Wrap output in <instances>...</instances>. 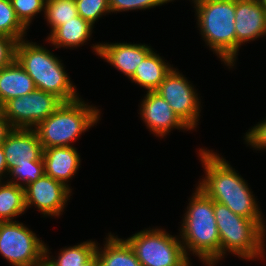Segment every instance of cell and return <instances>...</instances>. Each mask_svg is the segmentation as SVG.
Masks as SVG:
<instances>
[{
	"instance_id": "obj_1",
	"label": "cell",
	"mask_w": 266,
	"mask_h": 266,
	"mask_svg": "<svg viewBox=\"0 0 266 266\" xmlns=\"http://www.w3.org/2000/svg\"><path fill=\"white\" fill-rule=\"evenodd\" d=\"M205 177L198 186L213 201L226 205L237 215L264 222L255 195L247 182L222 156L200 148L198 152Z\"/></svg>"
},
{
	"instance_id": "obj_13",
	"label": "cell",
	"mask_w": 266,
	"mask_h": 266,
	"mask_svg": "<svg viewBox=\"0 0 266 266\" xmlns=\"http://www.w3.org/2000/svg\"><path fill=\"white\" fill-rule=\"evenodd\" d=\"M236 59L244 43L266 35V10L257 0H235Z\"/></svg>"
},
{
	"instance_id": "obj_19",
	"label": "cell",
	"mask_w": 266,
	"mask_h": 266,
	"mask_svg": "<svg viewBox=\"0 0 266 266\" xmlns=\"http://www.w3.org/2000/svg\"><path fill=\"white\" fill-rule=\"evenodd\" d=\"M165 61L152 50L137 66L134 75L130 78L132 83H137L147 91H155L173 68V65Z\"/></svg>"
},
{
	"instance_id": "obj_34",
	"label": "cell",
	"mask_w": 266,
	"mask_h": 266,
	"mask_svg": "<svg viewBox=\"0 0 266 266\" xmlns=\"http://www.w3.org/2000/svg\"><path fill=\"white\" fill-rule=\"evenodd\" d=\"M266 10V0H257Z\"/></svg>"
},
{
	"instance_id": "obj_20",
	"label": "cell",
	"mask_w": 266,
	"mask_h": 266,
	"mask_svg": "<svg viewBox=\"0 0 266 266\" xmlns=\"http://www.w3.org/2000/svg\"><path fill=\"white\" fill-rule=\"evenodd\" d=\"M104 247H96L100 266H142L129 243L114 234L108 233Z\"/></svg>"
},
{
	"instance_id": "obj_29",
	"label": "cell",
	"mask_w": 266,
	"mask_h": 266,
	"mask_svg": "<svg viewBox=\"0 0 266 266\" xmlns=\"http://www.w3.org/2000/svg\"><path fill=\"white\" fill-rule=\"evenodd\" d=\"M244 140L247 146H251L255 150H266V120L258 122L254 127L246 132Z\"/></svg>"
},
{
	"instance_id": "obj_12",
	"label": "cell",
	"mask_w": 266,
	"mask_h": 266,
	"mask_svg": "<svg viewBox=\"0 0 266 266\" xmlns=\"http://www.w3.org/2000/svg\"><path fill=\"white\" fill-rule=\"evenodd\" d=\"M140 107L141 119L146 127L158 137H164L173 129L190 130L173 112L168 102L155 91H146Z\"/></svg>"
},
{
	"instance_id": "obj_11",
	"label": "cell",
	"mask_w": 266,
	"mask_h": 266,
	"mask_svg": "<svg viewBox=\"0 0 266 266\" xmlns=\"http://www.w3.org/2000/svg\"><path fill=\"white\" fill-rule=\"evenodd\" d=\"M26 209L35 206L45 217L62 215L72 189L44 174L25 188Z\"/></svg>"
},
{
	"instance_id": "obj_7",
	"label": "cell",
	"mask_w": 266,
	"mask_h": 266,
	"mask_svg": "<svg viewBox=\"0 0 266 266\" xmlns=\"http://www.w3.org/2000/svg\"><path fill=\"white\" fill-rule=\"evenodd\" d=\"M177 237L164 228H148L125 240L142 266H186L190 263V257L186 255L183 244Z\"/></svg>"
},
{
	"instance_id": "obj_28",
	"label": "cell",
	"mask_w": 266,
	"mask_h": 266,
	"mask_svg": "<svg viewBox=\"0 0 266 266\" xmlns=\"http://www.w3.org/2000/svg\"><path fill=\"white\" fill-rule=\"evenodd\" d=\"M171 0H109L110 11L119 13L124 11H136L162 6Z\"/></svg>"
},
{
	"instance_id": "obj_22",
	"label": "cell",
	"mask_w": 266,
	"mask_h": 266,
	"mask_svg": "<svg viewBox=\"0 0 266 266\" xmlns=\"http://www.w3.org/2000/svg\"><path fill=\"white\" fill-rule=\"evenodd\" d=\"M26 210L24 187L0 182V221H13Z\"/></svg>"
},
{
	"instance_id": "obj_14",
	"label": "cell",
	"mask_w": 266,
	"mask_h": 266,
	"mask_svg": "<svg viewBox=\"0 0 266 266\" xmlns=\"http://www.w3.org/2000/svg\"><path fill=\"white\" fill-rule=\"evenodd\" d=\"M93 52L129 79L137 66L153 50L151 46L131 43H100L92 45Z\"/></svg>"
},
{
	"instance_id": "obj_24",
	"label": "cell",
	"mask_w": 266,
	"mask_h": 266,
	"mask_svg": "<svg viewBox=\"0 0 266 266\" xmlns=\"http://www.w3.org/2000/svg\"><path fill=\"white\" fill-rule=\"evenodd\" d=\"M45 174L43 158L40 160H30L29 162L17 163L9 168L8 175L11 177L7 182L26 187L35 182Z\"/></svg>"
},
{
	"instance_id": "obj_31",
	"label": "cell",
	"mask_w": 266,
	"mask_h": 266,
	"mask_svg": "<svg viewBox=\"0 0 266 266\" xmlns=\"http://www.w3.org/2000/svg\"><path fill=\"white\" fill-rule=\"evenodd\" d=\"M13 130L9 121L4 117L0 110V145L5 141L7 135Z\"/></svg>"
},
{
	"instance_id": "obj_30",
	"label": "cell",
	"mask_w": 266,
	"mask_h": 266,
	"mask_svg": "<svg viewBox=\"0 0 266 266\" xmlns=\"http://www.w3.org/2000/svg\"><path fill=\"white\" fill-rule=\"evenodd\" d=\"M17 41L0 34V69L11 64L16 58Z\"/></svg>"
},
{
	"instance_id": "obj_8",
	"label": "cell",
	"mask_w": 266,
	"mask_h": 266,
	"mask_svg": "<svg viewBox=\"0 0 266 266\" xmlns=\"http://www.w3.org/2000/svg\"><path fill=\"white\" fill-rule=\"evenodd\" d=\"M44 247L22 222L0 221V254L12 266H44Z\"/></svg>"
},
{
	"instance_id": "obj_27",
	"label": "cell",
	"mask_w": 266,
	"mask_h": 266,
	"mask_svg": "<svg viewBox=\"0 0 266 266\" xmlns=\"http://www.w3.org/2000/svg\"><path fill=\"white\" fill-rule=\"evenodd\" d=\"M12 7L16 13L20 22L29 29L33 18L41 13L45 12L46 0H10Z\"/></svg>"
},
{
	"instance_id": "obj_33",
	"label": "cell",
	"mask_w": 266,
	"mask_h": 266,
	"mask_svg": "<svg viewBox=\"0 0 266 266\" xmlns=\"http://www.w3.org/2000/svg\"><path fill=\"white\" fill-rule=\"evenodd\" d=\"M82 266H100L97 254L95 253L87 262Z\"/></svg>"
},
{
	"instance_id": "obj_26",
	"label": "cell",
	"mask_w": 266,
	"mask_h": 266,
	"mask_svg": "<svg viewBox=\"0 0 266 266\" xmlns=\"http://www.w3.org/2000/svg\"><path fill=\"white\" fill-rule=\"evenodd\" d=\"M75 3L78 15L93 26L102 15L111 13L109 0H75Z\"/></svg>"
},
{
	"instance_id": "obj_21",
	"label": "cell",
	"mask_w": 266,
	"mask_h": 266,
	"mask_svg": "<svg viewBox=\"0 0 266 266\" xmlns=\"http://www.w3.org/2000/svg\"><path fill=\"white\" fill-rule=\"evenodd\" d=\"M98 242L89 240L60 250L55 258H51L49 249L44 247V266H82L95 253Z\"/></svg>"
},
{
	"instance_id": "obj_32",
	"label": "cell",
	"mask_w": 266,
	"mask_h": 266,
	"mask_svg": "<svg viewBox=\"0 0 266 266\" xmlns=\"http://www.w3.org/2000/svg\"><path fill=\"white\" fill-rule=\"evenodd\" d=\"M8 171L9 169L7 167L4 150L2 148V145H0V182H3L2 181L4 180L3 178H6L5 174H7V177H8Z\"/></svg>"
},
{
	"instance_id": "obj_15",
	"label": "cell",
	"mask_w": 266,
	"mask_h": 266,
	"mask_svg": "<svg viewBox=\"0 0 266 266\" xmlns=\"http://www.w3.org/2000/svg\"><path fill=\"white\" fill-rule=\"evenodd\" d=\"M8 169L17 163L40 160L43 147L34 129H13L1 144Z\"/></svg>"
},
{
	"instance_id": "obj_16",
	"label": "cell",
	"mask_w": 266,
	"mask_h": 266,
	"mask_svg": "<svg viewBox=\"0 0 266 266\" xmlns=\"http://www.w3.org/2000/svg\"><path fill=\"white\" fill-rule=\"evenodd\" d=\"M45 174L70 188L68 181L75 176L81 165L80 154L74 146L43 149Z\"/></svg>"
},
{
	"instance_id": "obj_6",
	"label": "cell",
	"mask_w": 266,
	"mask_h": 266,
	"mask_svg": "<svg viewBox=\"0 0 266 266\" xmlns=\"http://www.w3.org/2000/svg\"><path fill=\"white\" fill-rule=\"evenodd\" d=\"M100 114L96 106L88 105L79 98L72 102H63L34 130L43 149L72 146L70 143L76 142L82 133L98 123Z\"/></svg>"
},
{
	"instance_id": "obj_23",
	"label": "cell",
	"mask_w": 266,
	"mask_h": 266,
	"mask_svg": "<svg viewBox=\"0 0 266 266\" xmlns=\"http://www.w3.org/2000/svg\"><path fill=\"white\" fill-rule=\"evenodd\" d=\"M78 16L75 0H46L44 17L51 28L49 35L60 25Z\"/></svg>"
},
{
	"instance_id": "obj_25",
	"label": "cell",
	"mask_w": 266,
	"mask_h": 266,
	"mask_svg": "<svg viewBox=\"0 0 266 266\" xmlns=\"http://www.w3.org/2000/svg\"><path fill=\"white\" fill-rule=\"evenodd\" d=\"M28 30L17 18L10 0H0V34L17 42L25 39Z\"/></svg>"
},
{
	"instance_id": "obj_18",
	"label": "cell",
	"mask_w": 266,
	"mask_h": 266,
	"mask_svg": "<svg viewBox=\"0 0 266 266\" xmlns=\"http://www.w3.org/2000/svg\"><path fill=\"white\" fill-rule=\"evenodd\" d=\"M93 27V25L78 15L58 26L48 35L46 41L55 48H77L83 46L89 40L93 33Z\"/></svg>"
},
{
	"instance_id": "obj_3",
	"label": "cell",
	"mask_w": 266,
	"mask_h": 266,
	"mask_svg": "<svg viewBox=\"0 0 266 266\" xmlns=\"http://www.w3.org/2000/svg\"><path fill=\"white\" fill-rule=\"evenodd\" d=\"M15 59L33 79L36 89L52 93L63 102L79 99L62 60L47 48L22 39L17 42Z\"/></svg>"
},
{
	"instance_id": "obj_9",
	"label": "cell",
	"mask_w": 266,
	"mask_h": 266,
	"mask_svg": "<svg viewBox=\"0 0 266 266\" xmlns=\"http://www.w3.org/2000/svg\"><path fill=\"white\" fill-rule=\"evenodd\" d=\"M62 103L54 94L35 89L30 94L7 101L0 110L13 129H34Z\"/></svg>"
},
{
	"instance_id": "obj_10",
	"label": "cell",
	"mask_w": 266,
	"mask_h": 266,
	"mask_svg": "<svg viewBox=\"0 0 266 266\" xmlns=\"http://www.w3.org/2000/svg\"><path fill=\"white\" fill-rule=\"evenodd\" d=\"M168 102L173 112L190 129L197 127L200 120L201 99L191 82L176 68H172L155 90Z\"/></svg>"
},
{
	"instance_id": "obj_4",
	"label": "cell",
	"mask_w": 266,
	"mask_h": 266,
	"mask_svg": "<svg viewBox=\"0 0 266 266\" xmlns=\"http://www.w3.org/2000/svg\"><path fill=\"white\" fill-rule=\"evenodd\" d=\"M201 37L232 69L236 62L235 0H192Z\"/></svg>"
},
{
	"instance_id": "obj_2",
	"label": "cell",
	"mask_w": 266,
	"mask_h": 266,
	"mask_svg": "<svg viewBox=\"0 0 266 266\" xmlns=\"http://www.w3.org/2000/svg\"><path fill=\"white\" fill-rule=\"evenodd\" d=\"M180 240L186 255L199 257L207 266L221 260L220 237L213 210V200L196 187L184 213Z\"/></svg>"
},
{
	"instance_id": "obj_17",
	"label": "cell",
	"mask_w": 266,
	"mask_h": 266,
	"mask_svg": "<svg viewBox=\"0 0 266 266\" xmlns=\"http://www.w3.org/2000/svg\"><path fill=\"white\" fill-rule=\"evenodd\" d=\"M36 89L33 79L15 59L0 69V108L9 100Z\"/></svg>"
},
{
	"instance_id": "obj_5",
	"label": "cell",
	"mask_w": 266,
	"mask_h": 266,
	"mask_svg": "<svg viewBox=\"0 0 266 266\" xmlns=\"http://www.w3.org/2000/svg\"><path fill=\"white\" fill-rule=\"evenodd\" d=\"M213 210L220 237L221 259L227 252L249 261L264 258L266 222H255L237 215L216 201H213Z\"/></svg>"
}]
</instances>
